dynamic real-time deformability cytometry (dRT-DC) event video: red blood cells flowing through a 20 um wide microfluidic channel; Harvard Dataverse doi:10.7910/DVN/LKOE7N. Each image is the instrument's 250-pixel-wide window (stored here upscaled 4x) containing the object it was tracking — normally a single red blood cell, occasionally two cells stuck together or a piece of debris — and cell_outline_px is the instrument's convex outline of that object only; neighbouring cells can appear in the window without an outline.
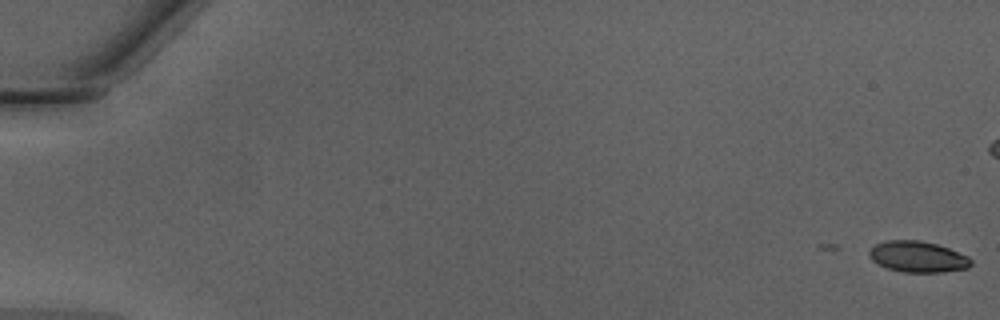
{"species": "Egyptian fruit bat (a non-hibernating species)", "species_latin": "Rousettus aegyptiacus", "temperature_condition": "warm", "stored_images_in_passage": 2, "camera_frame_rate_fps": 3000, "um_per_image_px": 0.085, "animal": {"sex": "male"}, "frame": {"image": 1, "passage_image": 2, "time_ms": 0.333, "image_size_px": [1000, 320], "cell_outline_px": [[972, 264], [968, 268], [940, 272], [904, 272], [888, 268], [872, 260], [868, 256], [868, 252], [876, 244], [888, 240], [920, 240], [936, 244], [948, 248], [968, 256], [972, 260]], "centroid_in_image_um": [78.02, 21.82], "position_along_channel_um": 7.0, "area_um2": 18.26}}